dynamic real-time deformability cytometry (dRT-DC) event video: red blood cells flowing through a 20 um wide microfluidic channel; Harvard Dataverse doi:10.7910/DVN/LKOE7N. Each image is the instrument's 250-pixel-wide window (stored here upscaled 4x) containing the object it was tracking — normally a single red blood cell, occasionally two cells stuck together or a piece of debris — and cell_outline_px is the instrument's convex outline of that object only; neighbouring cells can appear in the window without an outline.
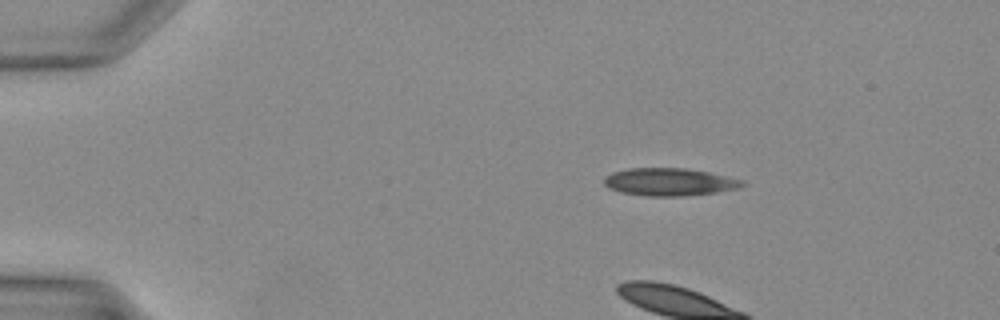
{"species": "Egyptian fruit bat (a non-hibernating species)", "species_latin": "Rousettus aegyptiacus", "temperature_condition": "warm", "stored_images_in_passage": 39, "camera_frame_rate_fps": 3000, "um_per_image_px": 0.085, "animal": {"sex": "female"}, "frame": {"image": 1, "passage_image": 6, "time_ms": 1.667, "image_size_px": [1000, 320], "cell_outline_px": [[748, 184], [740, 188], [716, 192], [684, 196], [648, 196], [620, 192], [608, 188], [604, 184], [604, 176], [612, 172], [628, 168], [684, 168], [708, 172], [744, 180]], "centroid_in_image_um": [56.91, 15.46], "position_along_channel_um": 28.1, "area_um2": 22.43}}
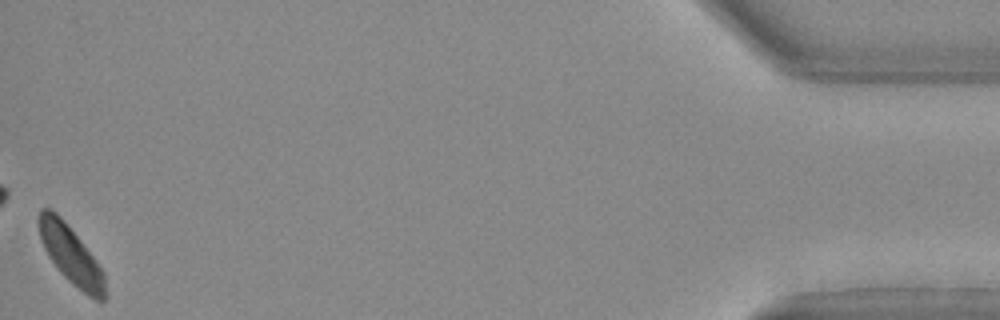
{"frame": {"image": 2, "passage_image": 39, "time_ms": 12.667, "image_size_px": [1000, 320], "cell_outline_px": [[108, 296], [100, 304], [88, 296], [72, 284], [60, 272], [48, 256], [44, 248], [40, 236], [36, 220], [40, 208], [48, 208], [56, 212], [64, 220], [96, 260], [104, 272]], "centroid_in_image_um": [6.05, 21.71], "position_along_channel_um": 429.2, "area_um2": 22.83}}